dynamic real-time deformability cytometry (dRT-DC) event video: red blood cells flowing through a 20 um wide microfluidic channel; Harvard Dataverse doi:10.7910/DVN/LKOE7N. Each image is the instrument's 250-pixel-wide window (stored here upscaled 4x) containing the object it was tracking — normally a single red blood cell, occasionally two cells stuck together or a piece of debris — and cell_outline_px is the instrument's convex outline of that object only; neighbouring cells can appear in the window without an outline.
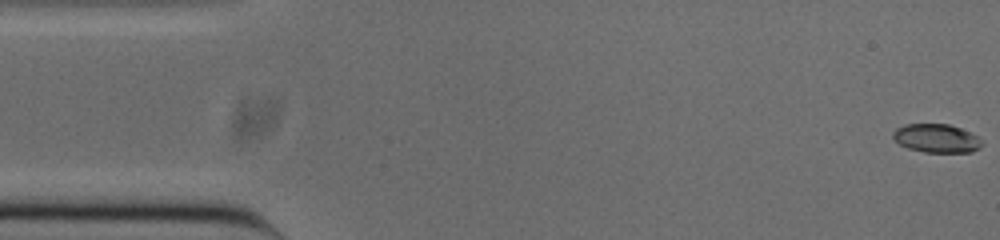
{"species": "common noctule bat (a hibernating species)", "species_latin": "Nyctalus noctula", "temperature_condition": "cold", "stored_images_in_passage": 52, "camera_frame_rate_fps": 3000, "um_per_image_px": 0.085, "animal": {"sex": "male", "body_mass_g": 20.0, "forearm_length_mm": 53.3}, "frame": {"image": 1, "passage_image": 1, "time_ms": 0.0, "image_size_px": [1000, 240], "cell_outline_px": [[980, 148], [972, 152], [924, 152], [908, 148], [900, 144], [892, 136], [892, 132], [896, 128], [904, 124], [948, 124], [960, 128], [976, 136], [980, 140]], "centroid_in_image_um": [79.56, 11.75], "position_along_channel_um": 5.4, "area_um2": 14.62}}
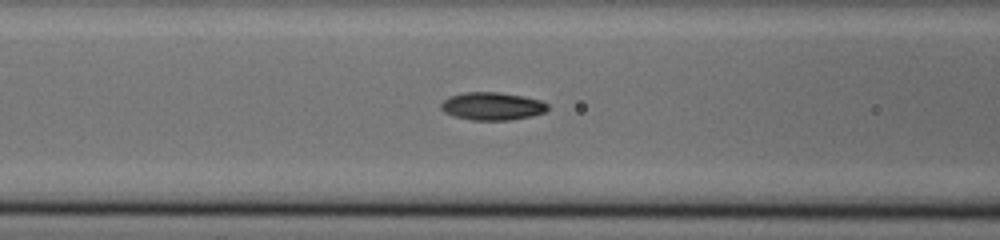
{"frame": {"image": 2, "passage_image": 20, "time_ms": 6.333, "image_size_px": [1000, 240], "cell_outline_px": [[548, 108], [544, 112], [532, 116], [508, 120], [472, 120], [452, 116], [444, 112], [440, 108], [440, 104], [448, 96], [464, 92], [500, 92], [524, 96], [540, 100], [548, 104]], "centroid_in_image_um": [41.8, 9.02], "position_along_channel_um": 124.8, "area_um2": 17.46}}
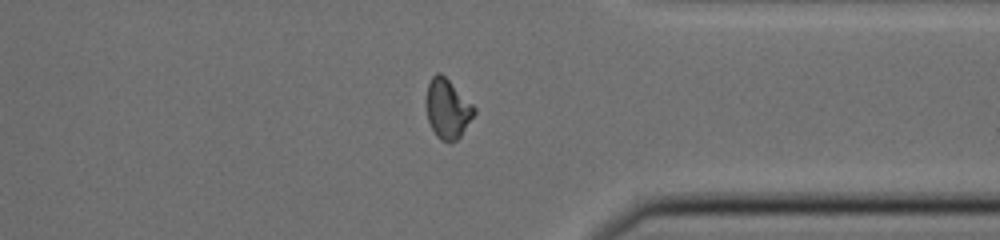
{"frame": {"image": 3, "passage_image": 40, "time_ms": 13.0, "image_size_px": [1000, 240], "cell_outline_px": [[476, 112], [460, 136], [456, 140], [448, 144], [440, 140], [436, 136], [428, 120], [424, 100], [428, 84], [432, 76], [436, 72], [440, 72], [476, 108]], "centroid_in_image_um": [38.0, 9.26], "position_along_channel_um": 373.4, "area_um2": 16.7}, "authors_computed_cell_mechanics": {"area_um2": 16.6175, "velocity_mm_per_s": 3.86, "shape_relaxation_time_tau1_ms": 7.0761, "shape_relaxation_time_tau2_ms": 1.7803, "deformation_change_tau1": 0.2304, "deformation_change_tau2": 0.0568}}